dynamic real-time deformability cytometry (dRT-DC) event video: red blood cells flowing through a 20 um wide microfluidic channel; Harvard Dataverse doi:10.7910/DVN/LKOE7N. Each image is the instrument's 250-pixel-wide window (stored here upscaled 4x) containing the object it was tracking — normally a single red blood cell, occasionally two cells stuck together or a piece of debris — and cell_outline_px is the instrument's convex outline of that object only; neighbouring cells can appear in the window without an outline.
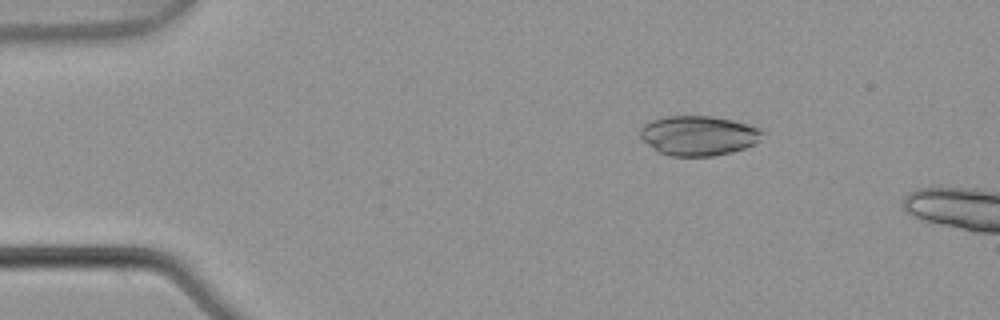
{"species": "common noctule bat (a hibernating species)", "species_latin": "Nyctalus noctula", "temperature_condition": "warm", "stored_images_in_passage": 4, "camera_frame_rate_fps": 3000, "um_per_image_px": 0.085, "animal": {"sex": "male", "body_mass_g": 21.5, "forearm_length_mm": 52.0}, "frame": {"image": 1, "passage_image": 3, "time_ms": 0.667, "image_size_px": [1000, 320], "cell_outline_px": [[764, 132], [760, 140], [756, 144], [732, 152], [712, 156], [672, 156], [660, 152], [648, 144], [640, 136], [640, 128], [644, 124], [652, 120], [668, 116], [712, 116], [732, 120], [764, 128]], "centroid_in_image_um": [59.43, 11.52], "position_along_channel_um": 25.6, "area_um2": 28.38}}